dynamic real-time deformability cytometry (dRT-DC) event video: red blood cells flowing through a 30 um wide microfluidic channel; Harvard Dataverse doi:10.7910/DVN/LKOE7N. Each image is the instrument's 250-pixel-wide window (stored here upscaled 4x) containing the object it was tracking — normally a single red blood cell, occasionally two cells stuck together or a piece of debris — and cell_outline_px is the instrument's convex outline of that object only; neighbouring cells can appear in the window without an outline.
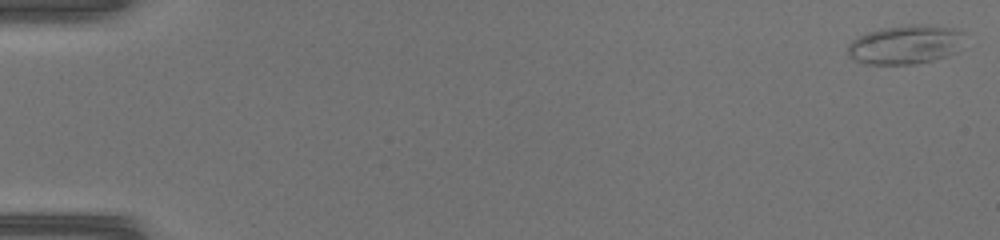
{"species": "common noctule bat (a hibernating species)", "species_latin": "Nyctalus noctula", "temperature_condition": "warm", "stored_images_in_passage": 47, "camera_frame_rate_fps": 3000, "um_per_image_px": 0.085, "animal": {"sex": "female", "body_mass_g": 17.0, "forearm_length_mm": 48.0}, "frame": {"image": 1, "passage_image": 1, "time_ms": 0.0, "image_size_px": [1000, 240], "cell_outline_px": [[964, 32], [956, 52], [932, 60], [912, 64], [864, 64], [848, 56], [848, 44], [852, 40], [868, 32], [880, 28], [908, 24], [920, 24], [952, 28]], "centroid_in_image_um": [76.91, 3.78], "position_along_channel_um": 8.1, "area_um2": 26.3}}
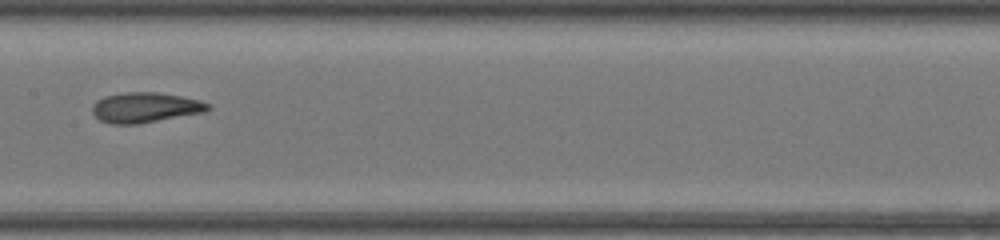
{"frame": {"image": 2, "passage_image": 25, "time_ms": 8.0, "image_size_px": [1000, 240], "cell_outline_px": [[212, 108], [204, 112], [140, 124], [112, 124], [100, 120], [92, 112], [92, 104], [96, 100], [104, 96], [124, 92], [156, 92], [180, 96], [200, 100], [212, 104]], "centroid_in_image_um": [12.35, 9.13], "position_along_channel_um": 195.0, "area_um2": 20.52}}
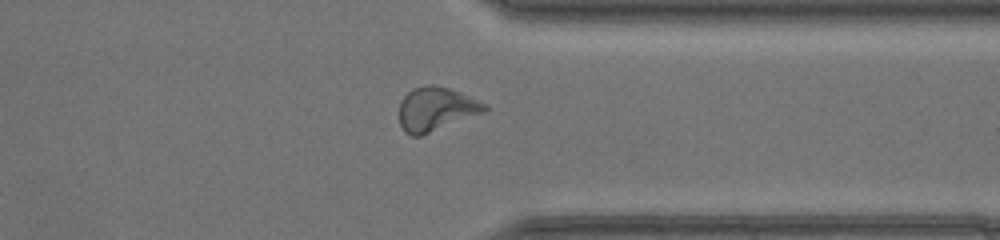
{"frame": {"image": 3, "passage_image": 37, "time_ms": 12.0, "image_size_px": [1000, 240], "cell_outline_px": [[488, 108], [484, 112], [420, 136], [412, 136], [404, 132], [400, 124], [400, 100], [412, 88], [428, 84], [432, 84], [448, 88], [460, 92], [488, 104]], "centroid_in_image_um": [37.05, 9.26], "position_along_channel_um": 374.4, "area_um2": 21.73}}